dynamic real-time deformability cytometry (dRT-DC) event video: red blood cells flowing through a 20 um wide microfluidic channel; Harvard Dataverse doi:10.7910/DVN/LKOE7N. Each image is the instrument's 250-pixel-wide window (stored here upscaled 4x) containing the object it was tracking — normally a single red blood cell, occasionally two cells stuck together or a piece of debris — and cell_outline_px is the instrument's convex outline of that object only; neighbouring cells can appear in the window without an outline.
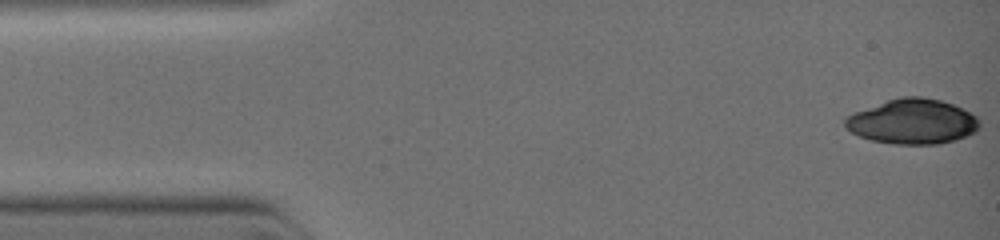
{"species": "common noctule bat (a hibernating species)", "species_latin": "Nyctalus noctula", "temperature_condition": "warm", "stored_images_in_passage": 2, "camera_frame_rate_fps": 3000, "um_per_image_px": 0.085, "animal": {"sex": "female", "body_mass_g": 19.0, "forearm_length_mm": 51.5}, "frame": {"image": 1, "passage_image": 1, "time_ms": 0.0, "image_size_px": [1000, 240], "cell_outline_px": [[980, 128], [976, 132], [968, 136], [956, 140], [936, 144], [896, 144], [872, 140], [860, 136], [852, 132], [844, 124], [844, 116], [852, 112], [900, 96], [920, 96], [940, 100], [952, 104], [976, 116], [980, 120]], "centroid_in_image_um": [77.57, 10.33], "position_along_channel_um": 7.4, "area_um2": 35.32}}